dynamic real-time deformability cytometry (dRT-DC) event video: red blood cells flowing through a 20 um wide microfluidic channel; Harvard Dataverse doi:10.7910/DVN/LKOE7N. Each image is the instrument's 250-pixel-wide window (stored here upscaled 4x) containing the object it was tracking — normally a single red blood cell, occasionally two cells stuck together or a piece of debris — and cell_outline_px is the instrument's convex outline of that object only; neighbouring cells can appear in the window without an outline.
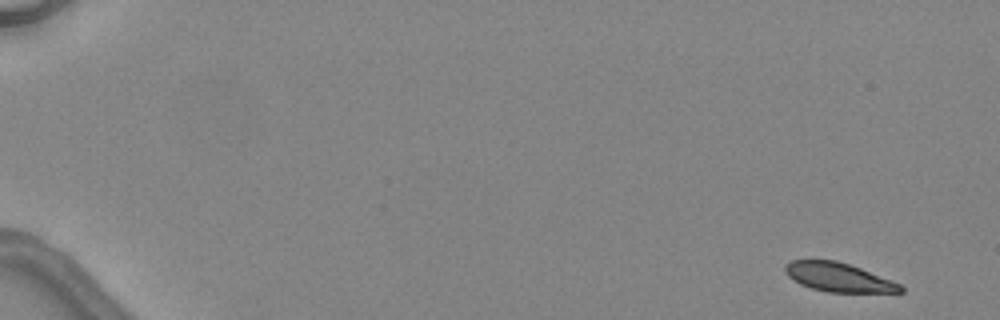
{"species": "common noctule bat (a hibernating species)", "species_latin": "Nyctalus noctula", "temperature_condition": "warm", "stored_images_in_passage": 6, "camera_frame_rate_fps": 3000, "um_per_image_px": 0.085, "animal": {"sex": "female", "body_mass_g": 24.6, "forearm_length_mm": 56.2}, "frame": {"image": 1, "passage_image": 1, "time_ms": 0.0, "image_size_px": [1000, 320], "cell_outline_px": [[904, 292], [828, 292], [812, 288], [800, 284], [788, 276], [784, 272], [784, 264], [792, 260], [836, 260], [860, 268], [900, 284], [904, 288]], "centroid_in_image_um": [71.23, 23.56], "position_along_channel_um": 13.8, "area_um2": 19.25}}